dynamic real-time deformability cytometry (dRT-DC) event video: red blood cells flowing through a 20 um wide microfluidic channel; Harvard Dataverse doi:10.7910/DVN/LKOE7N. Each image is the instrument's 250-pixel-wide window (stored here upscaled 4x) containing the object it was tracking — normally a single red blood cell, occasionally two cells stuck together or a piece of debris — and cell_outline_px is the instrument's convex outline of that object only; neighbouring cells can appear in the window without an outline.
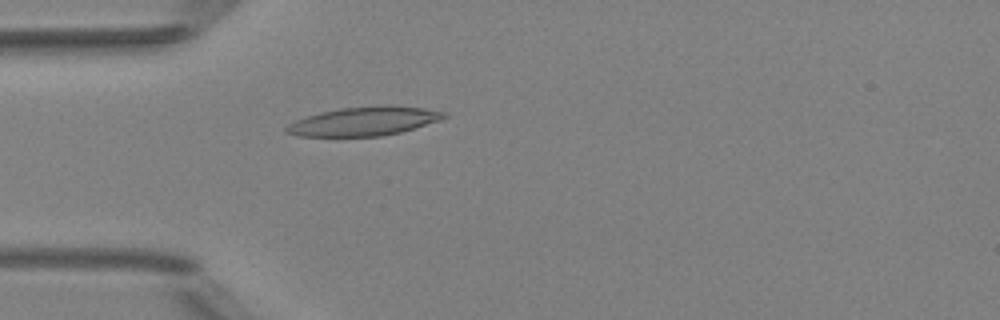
{"species": "Egyptian fruit bat (a non-hibernating species)", "species_latin": "Rousettus aegyptiacus", "temperature_condition": "room temperature", "stored_images_in_passage": 4, "camera_frame_rate_fps": 3000, "um_per_image_px": 0.085, "animal": {"sex": "female"}, "frame": {"image": 1, "passage_image": 4, "time_ms": 4.333, "image_size_px": [1000, 320], "cell_outline_px": [[448, 116], [440, 120], [400, 132], [380, 136], [300, 136], [284, 132], [284, 128], [288, 124], [296, 120], [320, 112], [340, 108], [376, 104], [392, 104], [424, 108], [448, 112]], "centroid_in_image_um": [30.97, 10.28], "position_along_channel_um": 54.0, "area_um2": 26.82}}